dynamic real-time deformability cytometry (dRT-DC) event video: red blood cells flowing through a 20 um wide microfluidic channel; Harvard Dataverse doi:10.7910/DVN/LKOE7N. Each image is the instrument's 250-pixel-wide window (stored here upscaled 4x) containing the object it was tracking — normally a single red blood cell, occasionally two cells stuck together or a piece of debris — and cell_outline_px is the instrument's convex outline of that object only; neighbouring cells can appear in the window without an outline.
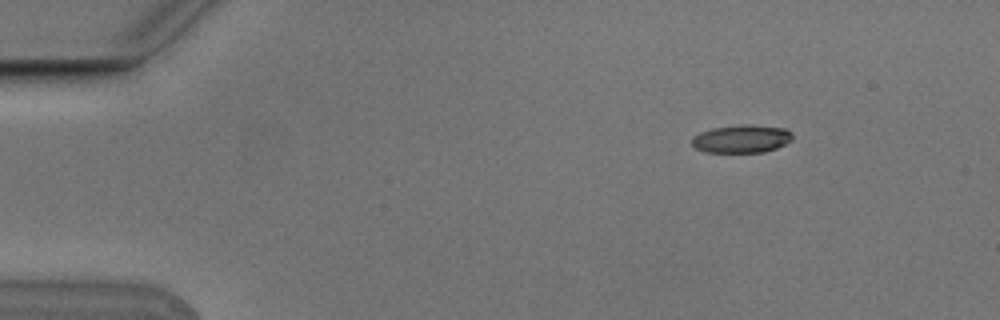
{"species": "Egyptian fruit bat (a non-hibernating species)", "species_latin": "Rousettus aegyptiacus", "temperature_condition": "cold", "stored_images_in_passage": 4, "camera_frame_rate_fps": 3000, "um_per_image_px": 0.085, "animal": {"sex": "male"}, "frame": {"image": 1, "passage_image": 1, "time_ms": 0.0, "image_size_px": [1000, 320], "cell_outline_px": [[792, 140], [776, 148], [764, 152], [704, 152], [696, 148], [692, 144], [692, 140], [700, 132], [712, 128], [784, 128], [792, 132]], "centroid_in_image_um": [63.02, 11.87], "position_along_channel_um": 22.0, "area_um2": 15.2}}
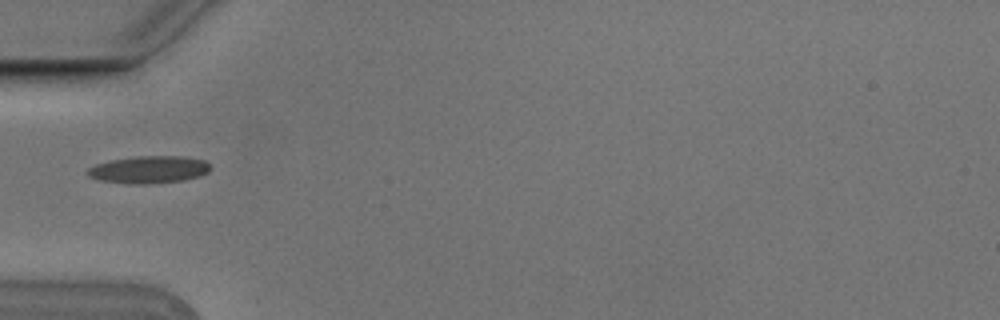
{"frame": {"image": 2, "passage_image": 4, "time_ms": 1.0, "image_size_px": [1000, 320], "cell_outline_px": [[212, 168], [208, 172], [200, 176], [184, 180], [144, 184], [132, 184], [100, 180], [88, 176], [88, 168], [96, 164], [108, 160], [132, 156], [184, 156], [204, 160]], "centroid_in_image_um": [12.66, 14.4], "position_along_channel_um": 72.3, "area_um2": 19.65}}